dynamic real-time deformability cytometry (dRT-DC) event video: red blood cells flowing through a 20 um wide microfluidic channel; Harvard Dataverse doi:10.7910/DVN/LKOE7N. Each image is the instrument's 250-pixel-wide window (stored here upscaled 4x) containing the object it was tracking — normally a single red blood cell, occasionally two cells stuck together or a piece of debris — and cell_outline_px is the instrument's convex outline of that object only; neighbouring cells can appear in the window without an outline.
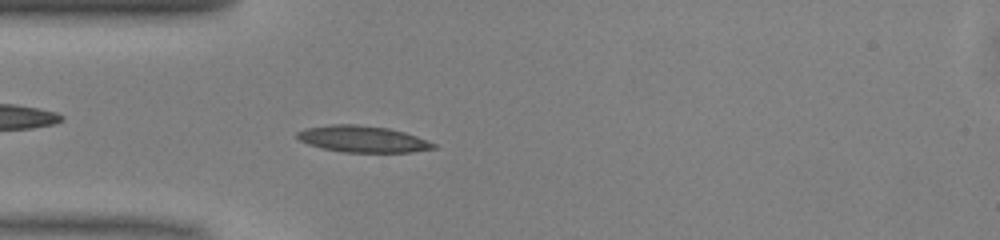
{"species": "common noctule bat (a hibernating species)", "species_latin": "Nyctalus noctula", "temperature_condition": "warm", "stored_images_in_passage": 37, "camera_frame_rate_fps": 3000, "um_per_image_px": 0.085, "animal": {"sex": "male", "body_mass_g": 13.0, "forearm_length_mm": 53.1}, "frame": {"image": 1, "passage_image": 1, "time_ms": 0.0, "image_size_px": [1000, 240], "cell_outline_px": [[436, 148], [412, 152], [344, 152], [320, 148], [308, 144], [300, 140], [296, 136], [296, 132], [304, 128], [332, 124], [356, 124], [388, 128], [404, 132], [416, 136], [436, 144]], "centroid_in_image_um": [30.79, 11.82], "position_along_channel_um": 54.2, "area_um2": 21.04}}
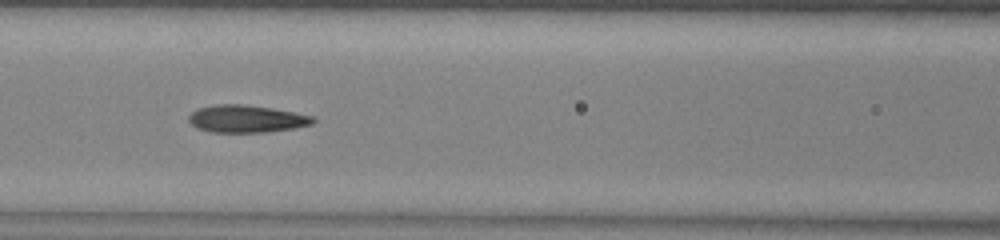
{"frame": {"image": 2, "passage_image": 8, "time_ms": 2.333, "image_size_px": [1000, 240], "cell_outline_px": [[316, 120], [312, 124], [296, 128], [268, 132], [212, 132], [196, 128], [188, 120], [188, 116], [192, 112], [200, 108], [216, 104], [244, 104], [272, 108], [312, 116]], "centroid_in_image_um": [20.95, 10.1], "position_along_channel_um": 145.7, "area_um2": 19.83}}
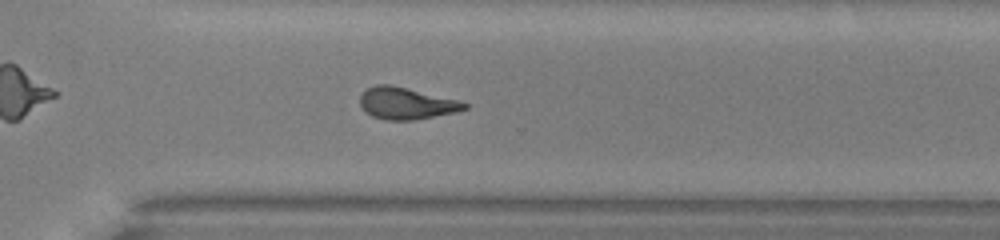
{"frame": {"image": 3, "passage_image": 22, "time_ms": 7.0, "image_size_px": [1000, 240], "cell_outline_px": [[468, 108], [456, 112], [412, 120], [384, 120], [372, 116], [360, 104], [360, 96], [368, 88], [376, 84], [392, 84], [456, 100], [468, 104]], "centroid_in_image_um": [34.52, 8.78], "position_along_channel_um": 336.1, "area_um2": 19.07}, "authors_computed_cell_mechanics": {"area_um2": 19.7098, "velocity_mm_per_s": 4.0859, "shape_relaxation_time_tau1_ms": 7.3997, "shape_relaxation_time_tau2_ms": 1.973, "deformation_change_tau1": 0.2134, "deformation_change_tau2": 0.1034}}